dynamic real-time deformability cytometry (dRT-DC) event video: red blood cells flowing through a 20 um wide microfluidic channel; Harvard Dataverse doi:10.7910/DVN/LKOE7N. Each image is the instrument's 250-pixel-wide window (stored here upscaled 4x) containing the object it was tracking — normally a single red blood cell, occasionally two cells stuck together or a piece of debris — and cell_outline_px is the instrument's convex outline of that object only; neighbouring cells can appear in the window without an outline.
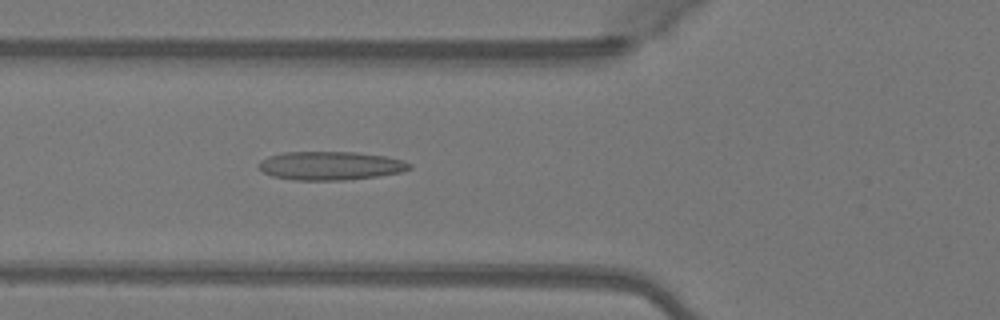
{"species": "Egyptian fruit bat (a non-hibernating species)", "species_latin": "Rousettus aegyptiacus", "temperature_condition": "warm", "stored_images_in_passage": 48, "camera_frame_rate_fps": 3000, "um_per_image_px": 0.085, "animal": {"sex": "female"}, "frame": {"image": 1, "passage_image": 17, "time_ms": 5.333, "image_size_px": [1000, 320], "cell_outline_px": [[412, 168], [400, 172], [380, 176], [344, 180], [296, 180], [272, 176], [264, 172], [256, 164], [260, 160], [268, 156], [284, 152], [356, 152], [384, 156], [404, 160], [412, 164]], "centroid_in_image_um": [28.09, 14.08], "position_along_channel_um": 97.7, "area_um2": 25.2}}
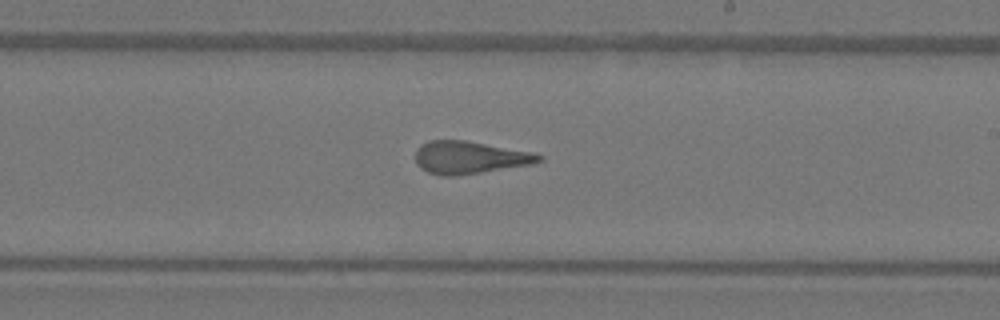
{"frame": {"image": 2, "passage_image": 28, "time_ms": 9.0, "image_size_px": [1000, 320], "cell_outline_px": [[544, 160], [532, 164], [456, 176], [440, 176], [428, 172], [420, 168], [416, 164], [416, 148], [420, 144], [432, 140], [464, 140], [536, 152], [544, 156]], "centroid_in_image_um": [39.94, 13.38], "position_along_channel_um": 249.1, "area_um2": 23.7}}
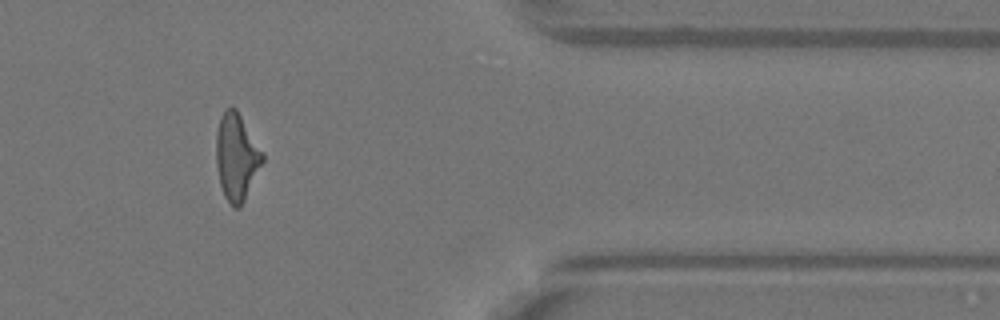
{"frame": {"image": 3, "passage_image": 40, "time_ms": 13.0, "image_size_px": [1000, 320], "cell_outline_px": [[264, 160], [240, 208], [232, 208], [224, 196], [220, 184], [216, 164], [216, 132], [220, 116], [224, 108], [232, 104], [236, 108], [264, 152]], "centroid_in_image_um": [20.1, 13.3], "position_along_channel_um": 391.3, "area_um2": 23.81}, "authors_computed_cell_mechanics": {"area_um2": 23.7558, "velocity_mm_per_s": 4.1197, "shape_relaxation_time_tau1_ms": null, "shape_relaxation_time_tau2_ms": 1.3093, "deformation_change_tau1": null, "deformation_change_tau2": 0.1224}}